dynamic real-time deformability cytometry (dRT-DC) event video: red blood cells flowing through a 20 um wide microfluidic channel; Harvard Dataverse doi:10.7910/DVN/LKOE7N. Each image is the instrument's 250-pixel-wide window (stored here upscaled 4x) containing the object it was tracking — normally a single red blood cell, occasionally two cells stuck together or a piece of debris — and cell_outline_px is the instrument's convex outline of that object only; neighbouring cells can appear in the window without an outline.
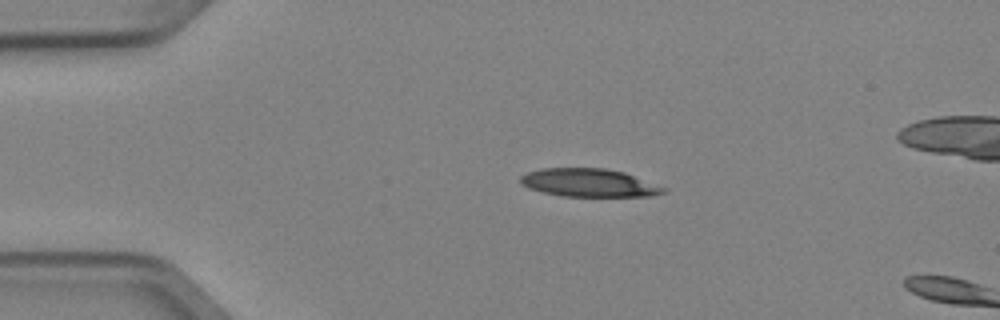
{"species": "Egyptian fruit bat (a non-hibernating species)", "species_latin": "Rousettus aegyptiacus", "temperature_condition": "cold", "stored_images_in_passage": 2, "camera_frame_rate_fps": 3000, "um_per_image_px": 0.085, "animal": {"sex": "female"}, "frame": {"image": 1, "passage_image": 1, "time_ms": 0.0, "image_size_px": [1000, 320], "cell_outline_px": [[668, 192], [648, 196], [560, 196], [528, 188], [520, 184], [520, 176], [528, 172], [544, 168], [604, 168], [624, 172], [668, 188]], "centroid_in_image_um": [50.08, 15.54], "position_along_channel_um": 34.9, "area_um2": 23.47}}